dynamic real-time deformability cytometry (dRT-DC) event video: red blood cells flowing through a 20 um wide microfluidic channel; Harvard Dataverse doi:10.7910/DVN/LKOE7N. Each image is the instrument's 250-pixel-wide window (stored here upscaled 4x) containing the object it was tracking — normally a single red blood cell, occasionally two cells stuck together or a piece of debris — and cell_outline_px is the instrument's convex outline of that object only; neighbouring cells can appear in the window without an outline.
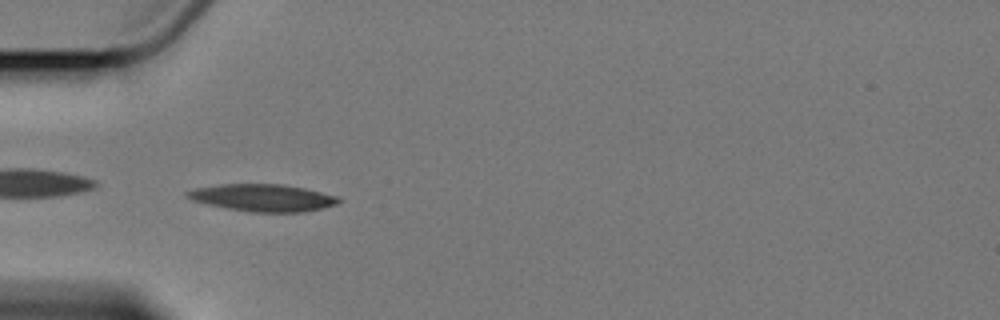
{"species": "Egyptian fruit bat (a non-hibernating species)", "species_latin": "Rousettus aegyptiacus", "temperature_condition": "cold", "stored_images_in_passage": 6, "camera_frame_rate_fps": 3000, "um_per_image_px": 0.085, "animal": {"sex": "female"}, "frame": {"image": 1, "passage_image": 5, "time_ms": 5.0, "image_size_px": [1000, 320], "cell_outline_px": [[340, 200], [336, 204], [304, 212], [252, 212], [228, 208], [208, 204], [192, 200], [184, 196], [184, 192], [196, 188], [220, 184], [280, 184], [304, 188], [340, 196]], "centroid_in_image_um": [22.32, 16.8], "position_along_channel_um": 62.7, "area_um2": 23.87}}